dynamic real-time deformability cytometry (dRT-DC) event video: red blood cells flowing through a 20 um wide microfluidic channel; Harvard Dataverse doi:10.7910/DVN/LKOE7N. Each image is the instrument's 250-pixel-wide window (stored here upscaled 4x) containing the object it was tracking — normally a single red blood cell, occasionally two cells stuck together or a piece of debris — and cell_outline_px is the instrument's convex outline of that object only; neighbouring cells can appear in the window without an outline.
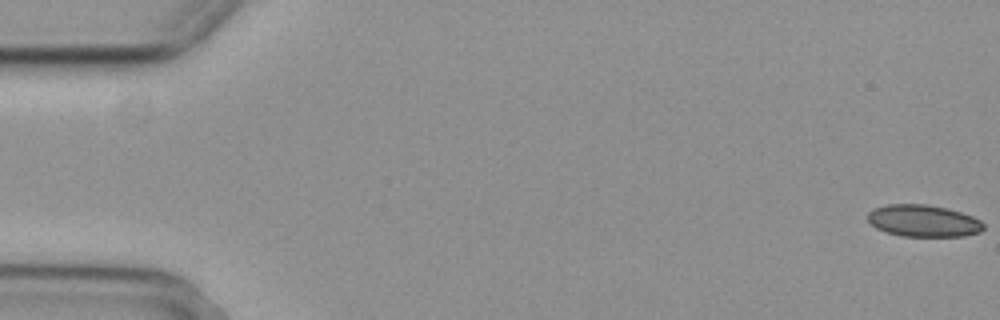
{"species": "common noctule bat (a hibernating species)", "species_latin": "Nyctalus noctula", "temperature_condition": "cold", "stored_images_in_passage": 52, "camera_frame_rate_fps": 3000, "um_per_image_px": 0.085, "animal": {"sex": "female", "body_mass_g": 29.2, "forearm_length_mm": 56.3}, "frame": {"image": 1, "passage_image": 1, "time_ms": 0.0, "image_size_px": [1000, 320], "cell_outline_px": [[984, 228], [980, 232], [964, 236], [900, 236], [876, 228], [868, 220], [868, 212], [876, 208], [888, 204], [928, 204], [960, 212], [972, 216], [980, 220], [984, 224]], "centroid_in_image_um": [78.5, 18.77], "position_along_channel_um": 6.5, "area_um2": 21.39}}
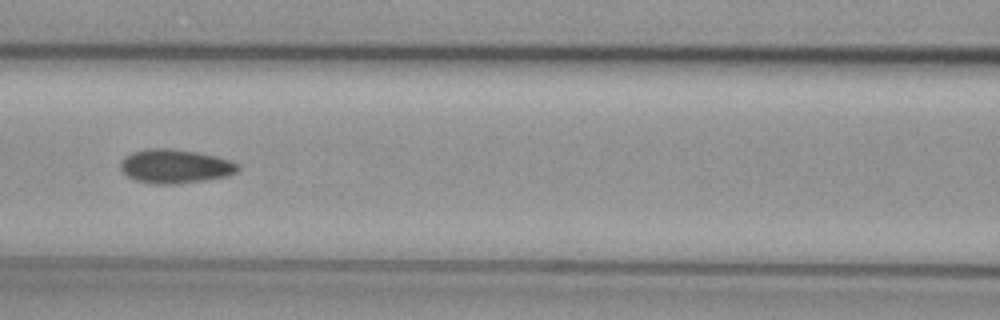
{"frame": {"image": 2, "passage_image": 25, "time_ms": 8.0, "image_size_px": [1000, 320], "cell_outline_px": [[240, 168], [236, 172], [228, 176], [208, 180], [172, 184], [152, 184], [136, 180], [128, 176], [120, 168], [120, 164], [124, 156], [132, 152], [148, 148], [168, 148], [196, 152], [216, 156], [232, 160], [240, 164]], "centroid_in_image_um": [14.92, 14.13], "position_along_channel_um": 151.7, "area_um2": 23.41}}
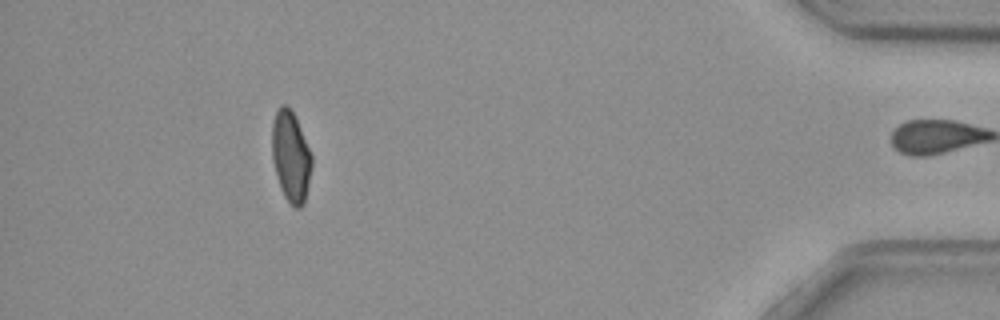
{"frame": {"image": 3, "passage_image": 51, "time_ms": 16.667, "image_size_px": [1000, 320], "cell_outline_px": [[312, 164], [304, 204], [300, 208], [292, 208], [284, 196], [280, 188], [276, 176], [272, 160], [272, 124], [276, 112], [280, 104], [288, 104], [296, 120], [312, 156]], "centroid_in_image_um": [24.7, 13.34], "position_along_channel_um": 410.5, "area_um2": 20.98}, "authors_computed_cell_mechanics": {"area_um2": 22.1374, "velocity_mm_per_s": 3.7091, "shape_relaxation_time_tau1_ms": null, "shape_relaxation_time_tau2_ms": 5.5289, "deformation_change_tau1": null, "deformation_change_tau2": 0.0937}}